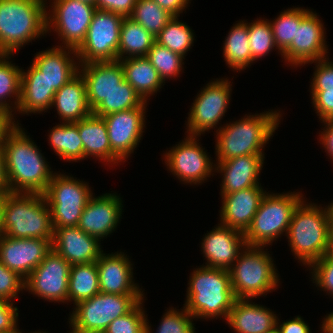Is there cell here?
I'll use <instances>...</instances> for the list:
<instances>
[{"instance_id": "9f6ffc18", "label": "cell", "mask_w": 333, "mask_h": 333, "mask_svg": "<svg viewBox=\"0 0 333 333\" xmlns=\"http://www.w3.org/2000/svg\"><path fill=\"white\" fill-rule=\"evenodd\" d=\"M323 333H333V312L328 314L322 322Z\"/></svg>"}, {"instance_id": "1f68e13d", "label": "cell", "mask_w": 333, "mask_h": 333, "mask_svg": "<svg viewBox=\"0 0 333 333\" xmlns=\"http://www.w3.org/2000/svg\"><path fill=\"white\" fill-rule=\"evenodd\" d=\"M154 42L155 37L150 32L132 18L124 17L121 22L118 60L146 57Z\"/></svg>"}, {"instance_id": "9c48e42d", "label": "cell", "mask_w": 333, "mask_h": 333, "mask_svg": "<svg viewBox=\"0 0 333 333\" xmlns=\"http://www.w3.org/2000/svg\"><path fill=\"white\" fill-rule=\"evenodd\" d=\"M92 195L89 185L83 181L54 173L43 193L50 207L53 228L77 226Z\"/></svg>"}, {"instance_id": "681fc988", "label": "cell", "mask_w": 333, "mask_h": 333, "mask_svg": "<svg viewBox=\"0 0 333 333\" xmlns=\"http://www.w3.org/2000/svg\"><path fill=\"white\" fill-rule=\"evenodd\" d=\"M136 0H95L99 10L111 11L123 17L132 15Z\"/></svg>"}, {"instance_id": "8fae6325", "label": "cell", "mask_w": 333, "mask_h": 333, "mask_svg": "<svg viewBox=\"0 0 333 333\" xmlns=\"http://www.w3.org/2000/svg\"><path fill=\"white\" fill-rule=\"evenodd\" d=\"M123 16L96 9L84 42L76 50L79 64L118 60Z\"/></svg>"}, {"instance_id": "e575fe53", "label": "cell", "mask_w": 333, "mask_h": 333, "mask_svg": "<svg viewBox=\"0 0 333 333\" xmlns=\"http://www.w3.org/2000/svg\"><path fill=\"white\" fill-rule=\"evenodd\" d=\"M10 57H12L11 54H0V115L9 118L12 124H17L14 123V113L12 114V112L19 105L22 68H18L8 61ZM11 96L16 99L13 101L16 105L14 107H11V104L6 101Z\"/></svg>"}, {"instance_id": "8992f818", "label": "cell", "mask_w": 333, "mask_h": 333, "mask_svg": "<svg viewBox=\"0 0 333 333\" xmlns=\"http://www.w3.org/2000/svg\"><path fill=\"white\" fill-rule=\"evenodd\" d=\"M51 211L43 194L7 193L3 207V233L10 238L53 241Z\"/></svg>"}, {"instance_id": "816d5d0a", "label": "cell", "mask_w": 333, "mask_h": 333, "mask_svg": "<svg viewBox=\"0 0 333 333\" xmlns=\"http://www.w3.org/2000/svg\"><path fill=\"white\" fill-rule=\"evenodd\" d=\"M277 326L282 333H310L309 326L300 316L293 318V320L283 322L282 324H279L277 319Z\"/></svg>"}, {"instance_id": "91938a15", "label": "cell", "mask_w": 333, "mask_h": 333, "mask_svg": "<svg viewBox=\"0 0 333 333\" xmlns=\"http://www.w3.org/2000/svg\"><path fill=\"white\" fill-rule=\"evenodd\" d=\"M70 333H106L105 331H71Z\"/></svg>"}, {"instance_id": "d6a6232c", "label": "cell", "mask_w": 333, "mask_h": 333, "mask_svg": "<svg viewBox=\"0 0 333 333\" xmlns=\"http://www.w3.org/2000/svg\"><path fill=\"white\" fill-rule=\"evenodd\" d=\"M100 292L96 262L73 264L70 267L68 300L78 304Z\"/></svg>"}, {"instance_id": "5bb4252c", "label": "cell", "mask_w": 333, "mask_h": 333, "mask_svg": "<svg viewBox=\"0 0 333 333\" xmlns=\"http://www.w3.org/2000/svg\"><path fill=\"white\" fill-rule=\"evenodd\" d=\"M71 264L53 249L25 279V288L41 299L67 302Z\"/></svg>"}, {"instance_id": "ab89813d", "label": "cell", "mask_w": 333, "mask_h": 333, "mask_svg": "<svg viewBox=\"0 0 333 333\" xmlns=\"http://www.w3.org/2000/svg\"><path fill=\"white\" fill-rule=\"evenodd\" d=\"M193 34L186 23L173 17L155 37V42L184 57L194 42Z\"/></svg>"}, {"instance_id": "f5cc1de1", "label": "cell", "mask_w": 333, "mask_h": 333, "mask_svg": "<svg viewBox=\"0 0 333 333\" xmlns=\"http://www.w3.org/2000/svg\"><path fill=\"white\" fill-rule=\"evenodd\" d=\"M165 9L173 17H179L180 13L187 8L190 0H152Z\"/></svg>"}, {"instance_id": "7bdbcfd3", "label": "cell", "mask_w": 333, "mask_h": 333, "mask_svg": "<svg viewBox=\"0 0 333 333\" xmlns=\"http://www.w3.org/2000/svg\"><path fill=\"white\" fill-rule=\"evenodd\" d=\"M165 313L155 333H196L191 320L194 317L185 307L182 311L171 308ZM146 333H152L148 322H146Z\"/></svg>"}, {"instance_id": "52a82bcc", "label": "cell", "mask_w": 333, "mask_h": 333, "mask_svg": "<svg viewBox=\"0 0 333 333\" xmlns=\"http://www.w3.org/2000/svg\"><path fill=\"white\" fill-rule=\"evenodd\" d=\"M263 248L246 246L235 261V265L228 269L231 286L237 299L264 296L278 286L280 279L273 260Z\"/></svg>"}, {"instance_id": "e0dca14e", "label": "cell", "mask_w": 333, "mask_h": 333, "mask_svg": "<svg viewBox=\"0 0 333 333\" xmlns=\"http://www.w3.org/2000/svg\"><path fill=\"white\" fill-rule=\"evenodd\" d=\"M317 13L310 11L296 26L291 45L281 54L285 61L296 67L313 63L327 56V45L322 20ZM326 54V55H325Z\"/></svg>"}, {"instance_id": "5b68a950", "label": "cell", "mask_w": 333, "mask_h": 333, "mask_svg": "<svg viewBox=\"0 0 333 333\" xmlns=\"http://www.w3.org/2000/svg\"><path fill=\"white\" fill-rule=\"evenodd\" d=\"M46 1L0 0V54L13 55L20 47L47 33Z\"/></svg>"}, {"instance_id": "277c9868", "label": "cell", "mask_w": 333, "mask_h": 333, "mask_svg": "<svg viewBox=\"0 0 333 333\" xmlns=\"http://www.w3.org/2000/svg\"><path fill=\"white\" fill-rule=\"evenodd\" d=\"M184 307L194 318L227 320L236 301L227 269L202 266L189 279Z\"/></svg>"}, {"instance_id": "f546056e", "label": "cell", "mask_w": 333, "mask_h": 333, "mask_svg": "<svg viewBox=\"0 0 333 333\" xmlns=\"http://www.w3.org/2000/svg\"><path fill=\"white\" fill-rule=\"evenodd\" d=\"M78 133L83 142V159L94 156L113 165L122 162L111 150L103 117L91 113L88 117L81 119L78 121Z\"/></svg>"}, {"instance_id": "ac0fdd59", "label": "cell", "mask_w": 333, "mask_h": 333, "mask_svg": "<svg viewBox=\"0 0 333 333\" xmlns=\"http://www.w3.org/2000/svg\"><path fill=\"white\" fill-rule=\"evenodd\" d=\"M52 250V242L37 238L0 237V261L26 279Z\"/></svg>"}, {"instance_id": "603a6c76", "label": "cell", "mask_w": 333, "mask_h": 333, "mask_svg": "<svg viewBox=\"0 0 333 333\" xmlns=\"http://www.w3.org/2000/svg\"><path fill=\"white\" fill-rule=\"evenodd\" d=\"M89 107L93 111L124 80V71L119 60L80 64ZM81 70V71H80Z\"/></svg>"}, {"instance_id": "f6af8a7d", "label": "cell", "mask_w": 333, "mask_h": 333, "mask_svg": "<svg viewBox=\"0 0 333 333\" xmlns=\"http://www.w3.org/2000/svg\"><path fill=\"white\" fill-rule=\"evenodd\" d=\"M312 279L319 288L333 296V254H325L322 258L313 262Z\"/></svg>"}, {"instance_id": "db71d44e", "label": "cell", "mask_w": 333, "mask_h": 333, "mask_svg": "<svg viewBox=\"0 0 333 333\" xmlns=\"http://www.w3.org/2000/svg\"><path fill=\"white\" fill-rule=\"evenodd\" d=\"M322 123H324L325 128L321 134H319V137L321 143L324 147V149H326L327 154L330 155V158L333 160V119L328 120V121H323Z\"/></svg>"}, {"instance_id": "30bf717a", "label": "cell", "mask_w": 333, "mask_h": 333, "mask_svg": "<svg viewBox=\"0 0 333 333\" xmlns=\"http://www.w3.org/2000/svg\"><path fill=\"white\" fill-rule=\"evenodd\" d=\"M144 295H119L99 292L76 304L71 318V331H104L116 318L130 312Z\"/></svg>"}, {"instance_id": "7402d4cb", "label": "cell", "mask_w": 333, "mask_h": 333, "mask_svg": "<svg viewBox=\"0 0 333 333\" xmlns=\"http://www.w3.org/2000/svg\"><path fill=\"white\" fill-rule=\"evenodd\" d=\"M53 230L52 249L71 265L96 262L103 252L100 241L77 226Z\"/></svg>"}, {"instance_id": "4fadbf2b", "label": "cell", "mask_w": 333, "mask_h": 333, "mask_svg": "<svg viewBox=\"0 0 333 333\" xmlns=\"http://www.w3.org/2000/svg\"><path fill=\"white\" fill-rule=\"evenodd\" d=\"M230 83L228 79H217L201 90L188 113V135L200 136L218 125L228 108L232 91Z\"/></svg>"}, {"instance_id": "e7e4bbea", "label": "cell", "mask_w": 333, "mask_h": 333, "mask_svg": "<svg viewBox=\"0 0 333 333\" xmlns=\"http://www.w3.org/2000/svg\"><path fill=\"white\" fill-rule=\"evenodd\" d=\"M331 253L333 254V241H332V250H331Z\"/></svg>"}, {"instance_id": "f907efd6", "label": "cell", "mask_w": 333, "mask_h": 333, "mask_svg": "<svg viewBox=\"0 0 333 333\" xmlns=\"http://www.w3.org/2000/svg\"><path fill=\"white\" fill-rule=\"evenodd\" d=\"M11 301L0 299V333L17 327L18 308Z\"/></svg>"}, {"instance_id": "7a4b0ae2", "label": "cell", "mask_w": 333, "mask_h": 333, "mask_svg": "<svg viewBox=\"0 0 333 333\" xmlns=\"http://www.w3.org/2000/svg\"><path fill=\"white\" fill-rule=\"evenodd\" d=\"M286 236L295 258H298L305 266H310L325 254L331 253L332 205H328L323 210L314 203L306 204L302 200L294 210Z\"/></svg>"}, {"instance_id": "d6986e66", "label": "cell", "mask_w": 333, "mask_h": 333, "mask_svg": "<svg viewBox=\"0 0 333 333\" xmlns=\"http://www.w3.org/2000/svg\"><path fill=\"white\" fill-rule=\"evenodd\" d=\"M122 200L120 196L106 193L98 197H90L77 227L83 232L96 237L99 241L115 231L121 214Z\"/></svg>"}, {"instance_id": "4316f807", "label": "cell", "mask_w": 333, "mask_h": 333, "mask_svg": "<svg viewBox=\"0 0 333 333\" xmlns=\"http://www.w3.org/2000/svg\"><path fill=\"white\" fill-rule=\"evenodd\" d=\"M250 299H236L227 323L236 333H266L277 325V316L270 309L252 304Z\"/></svg>"}, {"instance_id": "6f0895ef", "label": "cell", "mask_w": 333, "mask_h": 333, "mask_svg": "<svg viewBox=\"0 0 333 333\" xmlns=\"http://www.w3.org/2000/svg\"><path fill=\"white\" fill-rule=\"evenodd\" d=\"M11 124L12 122L9 118L0 115V145L4 132L9 128Z\"/></svg>"}, {"instance_id": "c3c4849f", "label": "cell", "mask_w": 333, "mask_h": 333, "mask_svg": "<svg viewBox=\"0 0 333 333\" xmlns=\"http://www.w3.org/2000/svg\"><path fill=\"white\" fill-rule=\"evenodd\" d=\"M312 103L321 121L333 119V90L312 91Z\"/></svg>"}, {"instance_id": "6125c7cd", "label": "cell", "mask_w": 333, "mask_h": 333, "mask_svg": "<svg viewBox=\"0 0 333 333\" xmlns=\"http://www.w3.org/2000/svg\"><path fill=\"white\" fill-rule=\"evenodd\" d=\"M2 333H22V332H20V330L17 328V327H15L13 330H11V331H7V332H2ZM34 333V332H33ZM35 333H38V332H35Z\"/></svg>"}, {"instance_id": "ba28073f", "label": "cell", "mask_w": 333, "mask_h": 333, "mask_svg": "<svg viewBox=\"0 0 333 333\" xmlns=\"http://www.w3.org/2000/svg\"><path fill=\"white\" fill-rule=\"evenodd\" d=\"M303 199L299 192H266L250 227L244 233L247 246L265 247L272 244L283 232L287 234L294 210Z\"/></svg>"}, {"instance_id": "d4e9b609", "label": "cell", "mask_w": 333, "mask_h": 333, "mask_svg": "<svg viewBox=\"0 0 333 333\" xmlns=\"http://www.w3.org/2000/svg\"><path fill=\"white\" fill-rule=\"evenodd\" d=\"M216 163L215 170L223 176L221 195L259 186L264 155H243Z\"/></svg>"}, {"instance_id": "60d3db41", "label": "cell", "mask_w": 333, "mask_h": 333, "mask_svg": "<svg viewBox=\"0 0 333 333\" xmlns=\"http://www.w3.org/2000/svg\"><path fill=\"white\" fill-rule=\"evenodd\" d=\"M146 58L152 66L157 70L160 78L165 83L166 78L178 77L184 64L183 56L175 53L165 46L154 42L152 48L148 51Z\"/></svg>"}, {"instance_id": "cb8c5ba5", "label": "cell", "mask_w": 333, "mask_h": 333, "mask_svg": "<svg viewBox=\"0 0 333 333\" xmlns=\"http://www.w3.org/2000/svg\"><path fill=\"white\" fill-rule=\"evenodd\" d=\"M265 194L260 185L222 195L220 224L245 233Z\"/></svg>"}, {"instance_id": "94428289", "label": "cell", "mask_w": 333, "mask_h": 333, "mask_svg": "<svg viewBox=\"0 0 333 333\" xmlns=\"http://www.w3.org/2000/svg\"><path fill=\"white\" fill-rule=\"evenodd\" d=\"M266 333H282L279 327L276 325L273 329L270 331H267Z\"/></svg>"}, {"instance_id": "3957f363", "label": "cell", "mask_w": 333, "mask_h": 333, "mask_svg": "<svg viewBox=\"0 0 333 333\" xmlns=\"http://www.w3.org/2000/svg\"><path fill=\"white\" fill-rule=\"evenodd\" d=\"M280 111L247 115L216 130L217 162L243 155H264V144L278 127Z\"/></svg>"}, {"instance_id": "ffe728a7", "label": "cell", "mask_w": 333, "mask_h": 333, "mask_svg": "<svg viewBox=\"0 0 333 333\" xmlns=\"http://www.w3.org/2000/svg\"><path fill=\"white\" fill-rule=\"evenodd\" d=\"M100 292L119 295H143L133 281L132 264L124 253H101L96 261Z\"/></svg>"}, {"instance_id": "f35d334b", "label": "cell", "mask_w": 333, "mask_h": 333, "mask_svg": "<svg viewBox=\"0 0 333 333\" xmlns=\"http://www.w3.org/2000/svg\"><path fill=\"white\" fill-rule=\"evenodd\" d=\"M143 102L134 88L124 80L92 111V113L102 117L111 113L137 108Z\"/></svg>"}, {"instance_id": "836d02e7", "label": "cell", "mask_w": 333, "mask_h": 333, "mask_svg": "<svg viewBox=\"0 0 333 333\" xmlns=\"http://www.w3.org/2000/svg\"><path fill=\"white\" fill-rule=\"evenodd\" d=\"M223 55L228 67L241 71L253 63L248 33V23L235 24L223 45Z\"/></svg>"}, {"instance_id": "9a60e30c", "label": "cell", "mask_w": 333, "mask_h": 333, "mask_svg": "<svg viewBox=\"0 0 333 333\" xmlns=\"http://www.w3.org/2000/svg\"><path fill=\"white\" fill-rule=\"evenodd\" d=\"M186 136L180 144L165 153V163L171 173L184 183H203L213 171H216V164L211 162L207 153L200 147L197 136Z\"/></svg>"}, {"instance_id": "d590c367", "label": "cell", "mask_w": 333, "mask_h": 333, "mask_svg": "<svg viewBox=\"0 0 333 333\" xmlns=\"http://www.w3.org/2000/svg\"><path fill=\"white\" fill-rule=\"evenodd\" d=\"M49 142L54 152L64 161L83 160V142L78 133V121L63 122L53 127L49 134Z\"/></svg>"}, {"instance_id": "7dc6e473", "label": "cell", "mask_w": 333, "mask_h": 333, "mask_svg": "<svg viewBox=\"0 0 333 333\" xmlns=\"http://www.w3.org/2000/svg\"><path fill=\"white\" fill-rule=\"evenodd\" d=\"M323 58L317 61L314 77L311 82V91L333 90V62Z\"/></svg>"}, {"instance_id": "ee69618b", "label": "cell", "mask_w": 333, "mask_h": 333, "mask_svg": "<svg viewBox=\"0 0 333 333\" xmlns=\"http://www.w3.org/2000/svg\"><path fill=\"white\" fill-rule=\"evenodd\" d=\"M143 300H141L126 315L114 319L104 330L106 333H146L147 315L141 309Z\"/></svg>"}, {"instance_id": "11a10c76", "label": "cell", "mask_w": 333, "mask_h": 333, "mask_svg": "<svg viewBox=\"0 0 333 333\" xmlns=\"http://www.w3.org/2000/svg\"><path fill=\"white\" fill-rule=\"evenodd\" d=\"M9 186L5 172V154L2 145H0V194L9 193Z\"/></svg>"}, {"instance_id": "f1b7e54d", "label": "cell", "mask_w": 333, "mask_h": 333, "mask_svg": "<svg viewBox=\"0 0 333 333\" xmlns=\"http://www.w3.org/2000/svg\"><path fill=\"white\" fill-rule=\"evenodd\" d=\"M52 106L56 107L60 120L62 118L66 123L80 121L92 113L87 100L86 85L79 72L56 91Z\"/></svg>"}, {"instance_id": "2e32d148", "label": "cell", "mask_w": 333, "mask_h": 333, "mask_svg": "<svg viewBox=\"0 0 333 333\" xmlns=\"http://www.w3.org/2000/svg\"><path fill=\"white\" fill-rule=\"evenodd\" d=\"M102 116L111 150L124 162L139 144L145 127L146 104Z\"/></svg>"}, {"instance_id": "74e56055", "label": "cell", "mask_w": 333, "mask_h": 333, "mask_svg": "<svg viewBox=\"0 0 333 333\" xmlns=\"http://www.w3.org/2000/svg\"><path fill=\"white\" fill-rule=\"evenodd\" d=\"M154 37H156L173 18L165 9L152 0H136L130 16Z\"/></svg>"}, {"instance_id": "7c38bea8", "label": "cell", "mask_w": 333, "mask_h": 333, "mask_svg": "<svg viewBox=\"0 0 333 333\" xmlns=\"http://www.w3.org/2000/svg\"><path fill=\"white\" fill-rule=\"evenodd\" d=\"M52 3V14H46L47 32L55 29L63 41L62 47L77 50L85 40L96 6L80 0H53Z\"/></svg>"}, {"instance_id": "8d00e7d4", "label": "cell", "mask_w": 333, "mask_h": 333, "mask_svg": "<svg viewBox=\"0 0 333 333\" xmlns=\"http://www.w3.org/2000/svg\"><path fill=\"white\" fill-rule=\"evenodd\" d=\"M310 12L308 9L300 7L290 8L281 12L280 15L269 22L272 28L273 38L276 45V49L282 54L292 43L296 26H298L301 20Z\"/></svg>"}, {"instance_id": "680465c9", "label": "cell", "mask_w": 333, "mask_h": 333, "mask_svg": "<svg viewBox=\"0 0 333 333\" xmlns=\"http://www.w3.org/2000/svg\"><path fill=\"white\" fill-rule=\"evenodd\" d=\"M6 194H0V237L3 233V207Z\"/></svg>"}, {"instance_id": "be15d7a7", "label": "cell", "mask_w": 333, "mask_h": 333, "mask_svg": "<svg viewBox=\"0 0 333 333\" xmlns=\"http://www.w3.org/2000/svg\"><path fill=\"white\" fill-rule=\"evenodd\" d=\"M80 1L95 5V0H80Z\"/></svg>"}, {"instance_id": "b9f144b4", "label": "cell", "mask_w": 333, "mask_h": 333, "mask_svg": "<svg viewBox=\"0 0 333 333\" xmlns=\"http://www.w3.org/2000/svg\"><path fill=\"white\" fill-rule=\"evenodd\" d=\"M248 33L251 55L254 61L266 56L272 48H276L269 21L257 19L249 23Z\"/></svg>"}, {"instance_id": "bcb514c9", "label": "cell", "mask_w": 333, "mask_h": 333, "mask_svg": "<svg viewBox=\"0 0 333 333\" xmlns=\"http://www.w3.org/2000/svg\"><path fill=\"white\" fill-rule=\"evenodd\" d=\"M23 289L25 290V279L0 261V299L13 301Z\"/></svg>"}, {"instance_id": "6da1fadb", "label": "cell", "mask_w": 333, "mask_h": 333, "mask_svg": "<svg viewBox=\"0 0 333 333\" xmlns=\"http://www.w3.org/2000/svg\"><path fill=\"white\" fill-rule=\"evenodd\" d=\"M1 145L10 193L43 194L53 171L21 126L11 124L2 136Z\"/></svg>"}, {"instance_id": "44dd1931", "label": "cell", "mask_w": 333, "mask_h": 333, "mask_svg": "<svg viewBox=\"0 0 333 333\" xmlns=\"http://www.w3.org/2000/svg\"><path fill=\"white\" fill-rule=\"evenodd\" d=\"M218 225L207 235L205 234L201 243L208 262L204 266L228 270L238 259L240 250L243 251L247 244L243 232L222 224Z\"/></svg>"}, {"instance_id": "83f0119b", "label": "cell", "mask_w": 333, "mask_h": 333, "mask_svg": "<svg viewBox=\"0 0 333 333\" xmlns=\"http://www.w3.org/2000/svg\"><path fill=\"white\" fill-rule=\"evenodd\" d=\"M56 90L32 64L27 72L22 70L19 113H40L52 107Z\"/></svg>"}, {"instance_id": "4dcf8cb0", "label": "cell", "mask_w": 333, "mask_h": 333, "mask_svg": "<svg viewBox=\"0 0 333 333\" xmlns=\"http://www.w3.org/2000/svg\"><path fill=\"white\" fill-rule=\"evenodd\" d=\"M125 80L136 93L147 102V98L157 93L164 83L157 70L146 57H132L119 60Z\"/></svg>"}, {"instance_id": "484cf974", "label": "cell", "mask_w": 333, "mask_h": 333, "mask_svg": "<svg viewBox=\"0 0 333 333\" xmlns=\"http://www.w3.org/2000/svg\"><path fill=\"white\" fill-rule=\"evenodd\" d=\"M71 53L77 60L76 50L68 47L62 48L60 45L39 52L33 59L32 64L56 91L70 81L79 71V63L75 62L73 56H70Z\"/></svg>"}]
</instances>
